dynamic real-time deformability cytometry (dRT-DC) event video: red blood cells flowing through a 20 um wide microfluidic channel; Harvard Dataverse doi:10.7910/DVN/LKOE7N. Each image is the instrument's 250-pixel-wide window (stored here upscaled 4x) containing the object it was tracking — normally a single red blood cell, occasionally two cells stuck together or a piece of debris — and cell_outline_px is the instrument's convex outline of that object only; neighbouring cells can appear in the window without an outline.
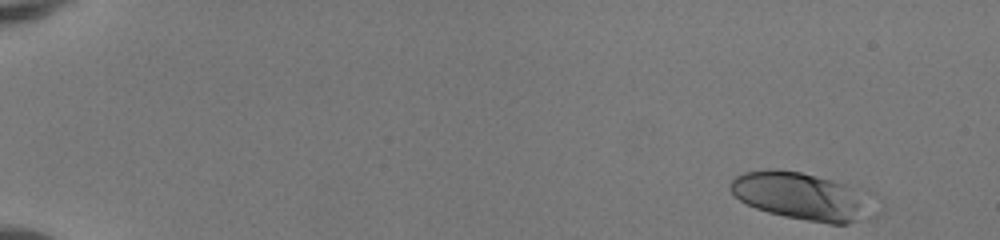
{"species": "human", "species_latin": "Homo sapiens", "temperature_condition": "room temperature", "stored_images_in_passage": 48, "camera_frame_rate_fps": 3000, "um_per_image_px": 0.085, "donor": {"sex": "female"}, "frame": {"image": 1, "passage_image": 1, "time_ms": 0.0, "image_size_px": [1000, 240], "cell_outline_px": [[880, 196], [876, 216], [848, 224], [828, 224], [784, 216], [768, 212], [756, 208], [740, 200], [728, 188], [728, 184], [736, 176], [744, 172], [772, 168], [776, 168], [800, 172], [868, 188], [876, 192]], "centroid_in_image_um": [68.44, 16.69], "position_along_channel_um": 16.6, "area_um2": 41.91}}
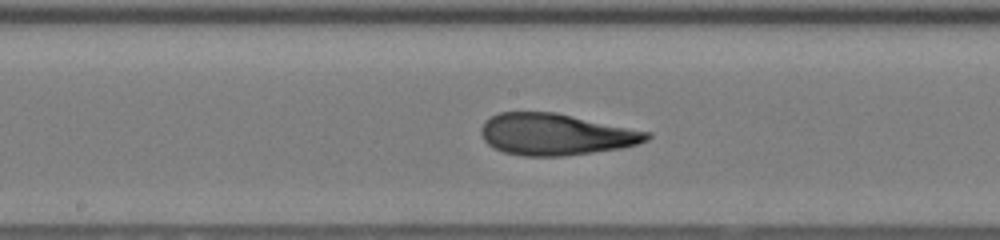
{"frame": {"image": 2, "passage_image": 26, "time_ms": 8.333, "image_size_px": [1000, 240], "cell_outline_px": [[652, 136], [648, 140], [636, 144], [620, 148], [564, 156], [524, 156], [504, 152], [488, 144], [484, 140], [480, 132], [480, 128], [484, 120], [500, 112], [556, 112], [652, 132]], "centroid_in_image_um": [47.24, 11.41], "position_along_channel_um": 201.0, "area_um2": 40.23}}
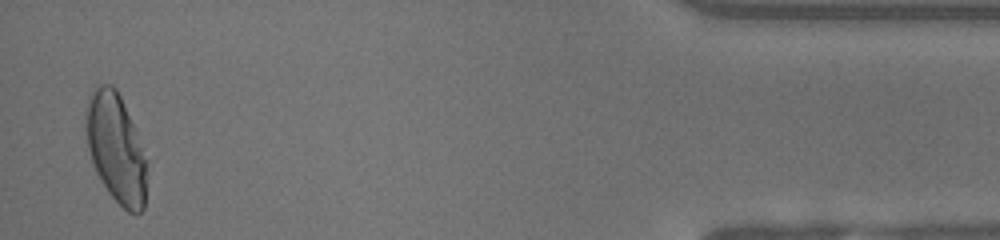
{"frame": {"image": 3, "passage_image": 47, "time_ms": 15.333, "image_size_px": [1000, 240], "cell_outline_px": [[144, 208], [140, 212], [128, 212], [108, 192], [100, 180], [96, 172], [88, 148], [88, 100], [92, 88], [96, 84], [112, 84], [116, 88], [120, 96], [132, 124], [144, 160]], "centroid_in_image_um": [9.81, 12.58], "position_along_channel_um": 425.4, "area_um2": 36.82}, "authors_computed_cell_mechanics": {"area_um2": 39.7375, "velocity_mm_per_s": 4.1388, "shape_relaxation_time_tau1_ms": 6.3968, "shape_relaxation_time_tau2_ms": 1.0837, "deformation_change_tau1": 0.2714, "deformation_change_tau2": 0.0769}}